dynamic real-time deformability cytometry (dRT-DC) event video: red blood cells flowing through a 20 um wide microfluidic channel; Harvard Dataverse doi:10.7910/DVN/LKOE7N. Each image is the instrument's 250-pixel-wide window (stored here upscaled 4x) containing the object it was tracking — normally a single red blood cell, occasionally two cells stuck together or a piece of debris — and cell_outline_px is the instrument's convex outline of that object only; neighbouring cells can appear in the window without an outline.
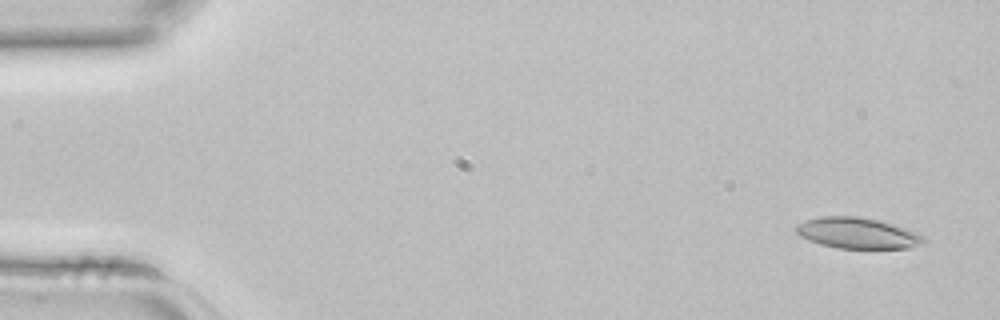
{"species": "common noctule bat (a hibernating species)", "species_latin": "Nyctalus noctula", "temperature_condition": "room temperature", "stored_images_in_passage": 5, "camera_frame_rate_fps": 3000, "um_per_image_px": 0.085, "animal": {"sex": "female", "body_mass_g": 22.7, "forearm_length_mm": 54.2}, "frame": {"image": 1, "passage_image": 1, "time_ms": 0.0, "image_size_px": [1000, 320], "cell_outline_px": [[924, 240], [912, 248], [836, 248], [820, 244], [800, 236], [792, 228], [796, 224], [804, 220], [820, 216], [856, 216], [880, 220], [916, 232], [924, 236]], "centroid_in_image_um": [72.81, 19.8], "position_along_channel_um": 12.2, "area_um2": 23.0}}
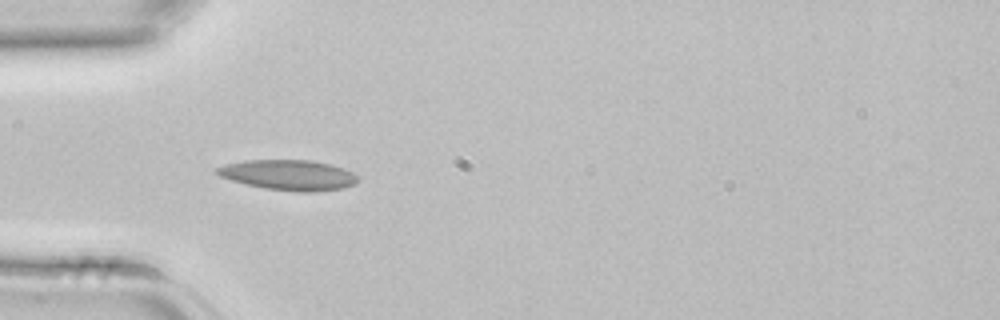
{"frame": {"image": 2, "passage_image": 4, "time_ms": 1.0, "image_size_px": [1000, 320], "cell_outline_px": [[360, 180], [356, 184], [344, 188], [312, 192], [300, 192], [264, 188], [232, 180], [220, 176], [212, 172], [212, 168], [244, 160], [312, 160], [332, 164], [344, 168], [352, 172]], "centroid_in_image_um": [24.54, 14.87], "position_along_channel_um": 60.5, "area_um2": 25.09}}